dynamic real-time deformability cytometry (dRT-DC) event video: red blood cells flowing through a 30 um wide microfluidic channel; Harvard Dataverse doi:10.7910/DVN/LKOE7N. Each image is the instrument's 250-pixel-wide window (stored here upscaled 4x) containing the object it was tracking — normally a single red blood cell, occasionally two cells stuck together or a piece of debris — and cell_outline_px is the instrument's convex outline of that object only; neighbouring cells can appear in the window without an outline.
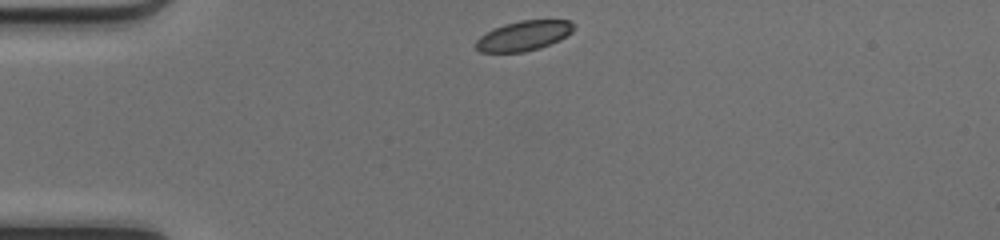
{"species": "common noctule bat (a hibernating species)", "species_latin": "Nyctalus noctula", "temperature_condition": "cold", "stored_images_in_passage": 39, "camera_frame_rate_fps": 3000, "um_per_image_px": 0.085, "animal": {"sex": "female", "body_mass_g": 17.0, "forearm_length_mm": 48.0}, "frame": {"image": 1, "passage_image": 1, "time_ms": 0.0, "image_size_px": [1000, 240], "cell_outline_px": [[572, 32], [560, 40], [540, 48], [524, 52], [480, 52], [476, 48], [476, 40], [480, 36], [504, 24], [520, 20], [572, 20]], "centroid_in_image_um": [44.52, 3.04], "position_along_channel_um": 40.5, "area_um2": 16.88}}
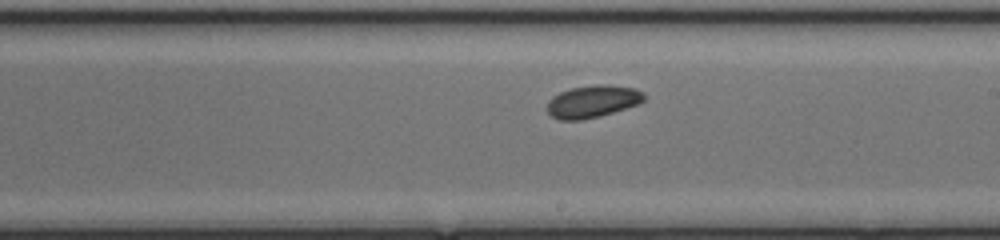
{"frame": {"image": 2, "passage_image": 18, "time_ms": 5.667, "image_size_px": [1000, 240], "cell_outline_px": [[644, 100], [636, 104], [600, 116], [580, 120], [560, 120], [552, 116], [548, 112], [548, 100], [552, 96], [560, 92], [572, 88], [596, 84], [608, 84], [636, 88], [644, 92]], "centroid_in_image_um": [50.36, 8.61], "position_along_channel_um": 238.6, "area_um2": 18.15}}
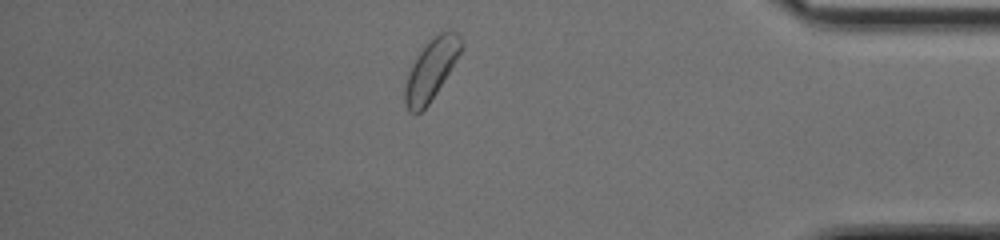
{"frame": {"image": 3, "passage_image": 32, "time_ms": 10.333, "image_size_px": [1000, 240], "cell_outline_px": [[464, 48], [436, 92], [428, 104], [416, 116], [408, 112], [404, 104], [404, 84], [408, 72], [416, 56], [428, 40], [440, 32], [448, 28], [452, 28], [460, 36], [464, 44]], "centroid_in_image_um": [36.64, 5.88], "position_along_channel_um": 398.6, "area_um2": 20.29}, "authors_computed_cell_mechanics": {"area_um2": 18.5538, "velocity_mm_per_s": 4.1266, "shape_relaxation_time_tau1_ms": 2.9164, "shape_relaxation_time_tau2_ms": 7.9006, "deformation_change_tau1": 0.0558, "deformation_change_tau2": 0.1026}}